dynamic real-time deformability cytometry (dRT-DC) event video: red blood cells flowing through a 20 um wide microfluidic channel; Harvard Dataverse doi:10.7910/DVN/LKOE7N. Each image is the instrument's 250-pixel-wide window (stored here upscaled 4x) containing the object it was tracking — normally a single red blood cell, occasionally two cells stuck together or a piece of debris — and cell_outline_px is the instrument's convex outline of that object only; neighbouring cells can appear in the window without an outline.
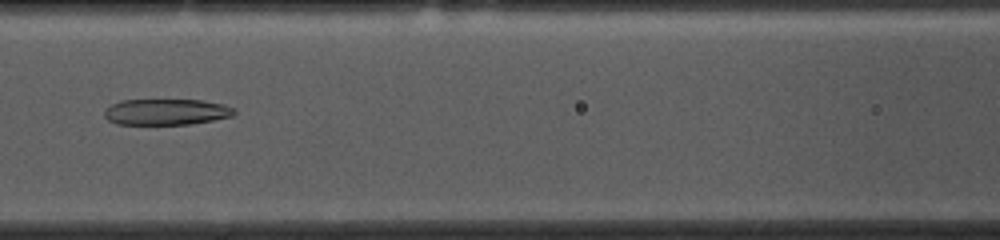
{"species": "common noctule bat (a hibernating species)", "species_latin": "Nyctalus noctula", "temperature_condition": "cold", "stored_images_in_passage": 53, "camera_frame_rate_fps": 3000, "um_per_image_px": 0.085, "animal": {"sex": "female", "body_mass_g": 10.0, "forearm_length_mm": 53.1}, "frame": {"image": 1, "passage_image": 22, "time_ms": 7.0, "image_size_px": [1000, 240], "cell_outline_px": [[236, 112], [232, 116], [192, 124], [116, 124], [108, 120], [104, 116], [104, 112], [112, 104], [120, 100], [200, 100], [224, 104], [232, 108]], "centroid_in_image_um": [14.12, 9.51], "position_along_channel_um": 152.5, "area_um2": 19.59}}
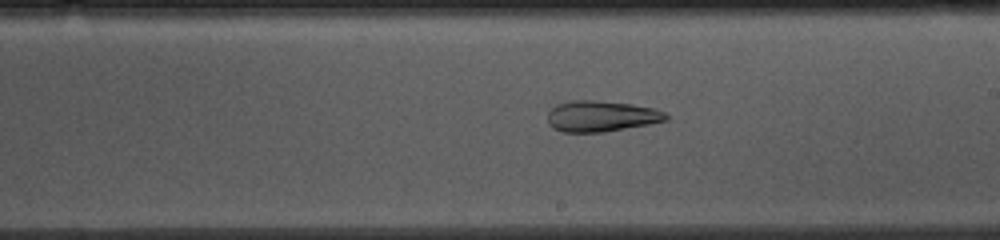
{"frame": {"image": 2, "passage_image": 29, "time_ms": 9.333, "image_size_px": [1000, 240], "cell_outline_px": [[668, 120], [648, 124], [604, 132], [564, 132], [552, 128], [548, 124], [548, 112], [556, 104], [572, 100], [592, 100], [632, 104], [652, 108], [664, 112], [668, 116]], "centroid_in_image_um": [51.07, 9.88], "position_along_channel_um": 237.9, "area_um2": 21.27}}
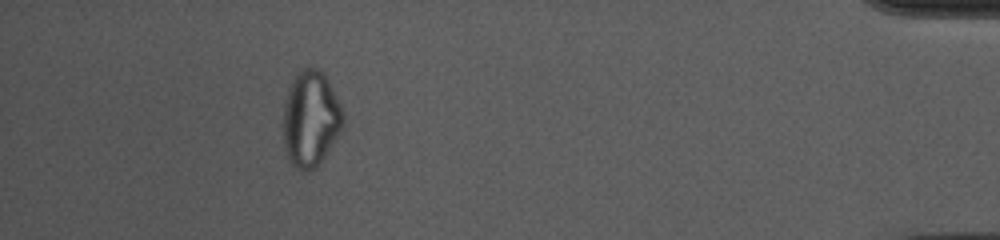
{"frame": {"image": 3, "passage_image": 48, "time_ms": 15.667, "image_size_px": [1000, 240], "cell_outline_px": [[344, 124], [340, 132], [328, 152], [320, 164], [316, 168], [308, 172], [296, 168], [288, 160], [284, 148], [284, 104], [288, 88], [292, 80], [300, 68], [316, 68], [328, 80], [340, 104], [344, 116]], "centroid_in_image_um": [26.4, 10.14], "position_along_channel_um": 408.8, "area_um2": 33.52}, "authors_computed_cell_mechanics": {"area_um2": 26.1834, "velocity_mm_per_s": 3.664, "shape_relaxation_time_tau1_ms": null, "shape_relaxation_time_tau2_ms": 5.0842, "deformation_change_tau1": null, "deformation_change_tau2": 0.1605}}